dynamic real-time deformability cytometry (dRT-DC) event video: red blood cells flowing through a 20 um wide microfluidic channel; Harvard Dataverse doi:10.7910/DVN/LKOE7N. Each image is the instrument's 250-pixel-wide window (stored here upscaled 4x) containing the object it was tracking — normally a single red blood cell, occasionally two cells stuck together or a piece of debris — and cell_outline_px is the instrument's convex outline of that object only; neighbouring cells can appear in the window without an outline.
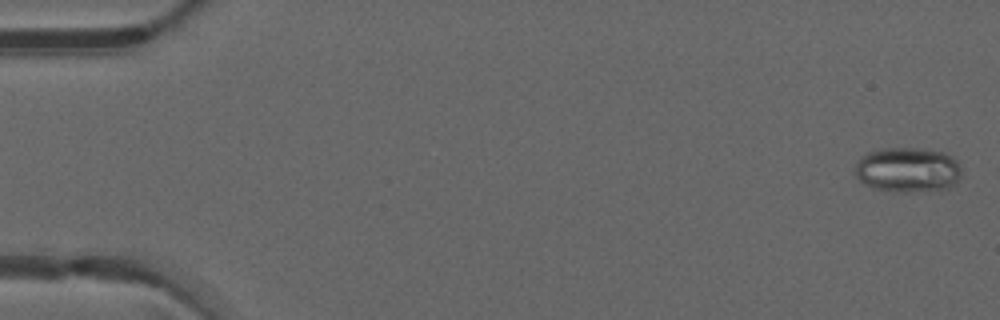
{"species": "common noctule bat (a hibernating species)", "species_latin": "Nyctalus noctula", "temperature_condition": "warm", "stored_images_in_passage": 50, "camera_frame_rate_fps": 3000, "um_per_image_px": 0.085, "animal": {"sex": "male", "forearm_length_mm": 52.5}, "frame": {"image": 1, "passage_image": 2, "time_ms": 0.333, "image_size_px": [1000, 320], "cell_outline_px": [[960, 180], [948, 188], [908, 192], [896, 192], [872, 188], [864, 184], [856, 176], [856, 164], [860, 156], [868, 152], [880, 148], [920, 148], [944, 152], [952, 156], [956, 160], [960, 168]], "centroid_in_image_um": [77.14, 14.43], "position_along_channel_um": 7.9, "area_um2": 28.09}}
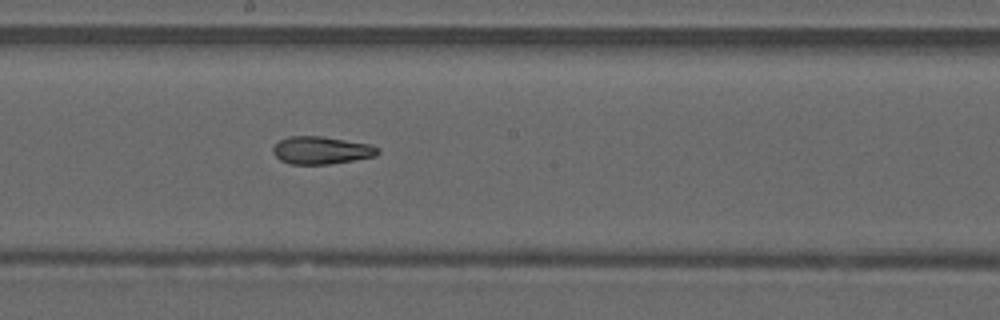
{"frame": {"image": 2, "passage_image": 28, "time_ms": 9.0, "image_size_px": [1000, 320], "cell_outline_px": [[380, 152], [376, 156], [328, 164], [292, 164], [280, 160], [272, 152], [272, 148], [280, 140], [288, 136], [320, 136], [368, 144], [380, 148]], "centroid_in_image_um": [27.3, 12.77], "position_along_channel_um": 220.9, "area_um2": 16.7}}
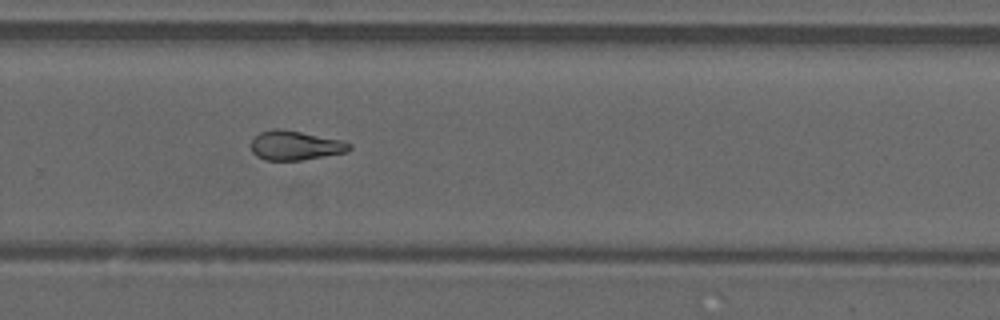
{"frame": {"image": 3, "passage_image": 34, "time_ms": 11.0, "image_size_px": [1000, 320], "cell_outline_px": [[352, 148], [348, 152], [300, 160], [264, 160], [256, 156], [252, 152], [252, 140], [260, 132], [272, 128], [280, 128], [344, 140], [352, 144]], "centroid_in_image_um": [25.12, 12.35], "position_along_channel_um": 304.7, "area_um2": 16.94}, "authors_computed_cell_mechanics": {"area_um2": 18.7561, "velocity_mm_per_s": 4.2186, "shape_relaxation_time_tau1_ms": null, "shape_relaxation_time_tau2_ms": 4.0974, "deformation_change_tau1": null, "deformation_change_tau2": 0.1384}}